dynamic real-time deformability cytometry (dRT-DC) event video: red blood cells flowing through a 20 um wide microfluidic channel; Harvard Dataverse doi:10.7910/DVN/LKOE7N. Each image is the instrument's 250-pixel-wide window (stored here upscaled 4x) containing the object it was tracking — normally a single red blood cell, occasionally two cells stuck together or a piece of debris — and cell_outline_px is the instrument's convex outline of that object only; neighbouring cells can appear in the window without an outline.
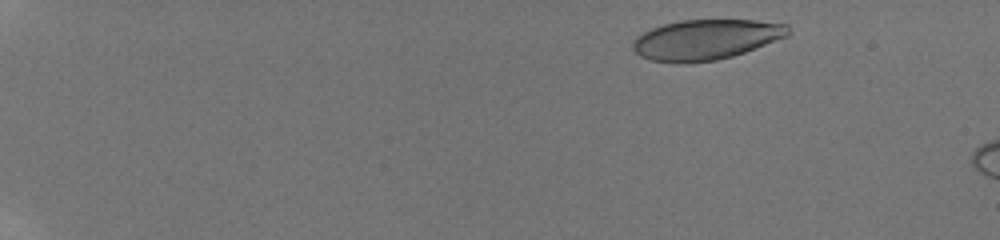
{"species": "human", "species_latin": "Homo sapiens", "temperature_condition": "room temperature", "stored_images_in_passage": 17, "camera_frame_rate_fps": 3000, "um_per_image_px": 0.085, "donor": {"sex": "male"}, "frame": {"image": 1, "passage_image": 1, "time_ms": 0.0, "image_size_px": [1000, 240], "cell_outline_px": [[788, 36], [744, 52], [732, 56], [716, 60], [684, 64], [648, 60], [640, 56], [632, 48], [632, 44], [636, 36], [652, 28], [664, 24], [680, 20], [756, 20], [788, 24]], "centroid_in_image_um": [59.97, 3.37], "position_along_channel_um": 25.0, "area_um2": 36.47}}
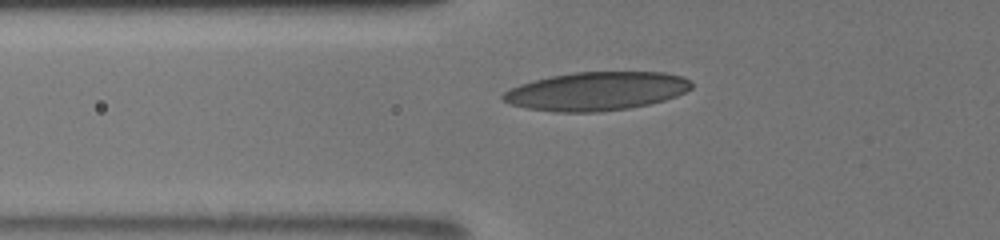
{"frame": {"image": 2, "passage_image": 10, "time_ms": 5.0, "image_size_px": [1000, 240], "cell_outline_px": [[692, 88], [676, 96], [664, 100], [648, 104], [628, 108], [596, 112], [552, 112], [528, 108], [512, 104], [500, 100], [500, 96], [504, 92], [520, 84], [552, 76], [576, 72], [664, 72], [680, 76], [692, 80]], "centroid_in_image_um": [50.7, 7.75], "position_along_channel_um": 75.1, "area_um2": 42.14}}
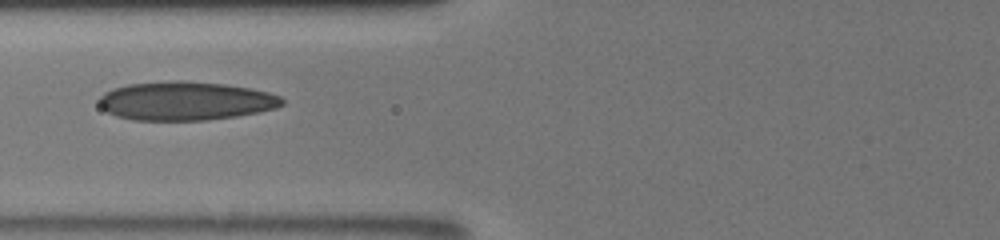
{"frame": {"image": 3, "passage_image": 14, "time_ms": 6.0, "image_size_px": [1000, 240], "cell_outline_px": [[284, 104], [276, 108], [260, 112], [236, 116], [208, 120], [132, 120], [116, 116], [100, 108], [100, 96], [104, 92], [112, 88], [128, 84], [176, 80], [184, 80], [224, 84], [252, 88], [268, 92], [280, 96], [284, 100]], "centroid_in_image_um": [15.78, 8.58], "position_along_channel_um": 110.0, "area_um2": 41.56}}